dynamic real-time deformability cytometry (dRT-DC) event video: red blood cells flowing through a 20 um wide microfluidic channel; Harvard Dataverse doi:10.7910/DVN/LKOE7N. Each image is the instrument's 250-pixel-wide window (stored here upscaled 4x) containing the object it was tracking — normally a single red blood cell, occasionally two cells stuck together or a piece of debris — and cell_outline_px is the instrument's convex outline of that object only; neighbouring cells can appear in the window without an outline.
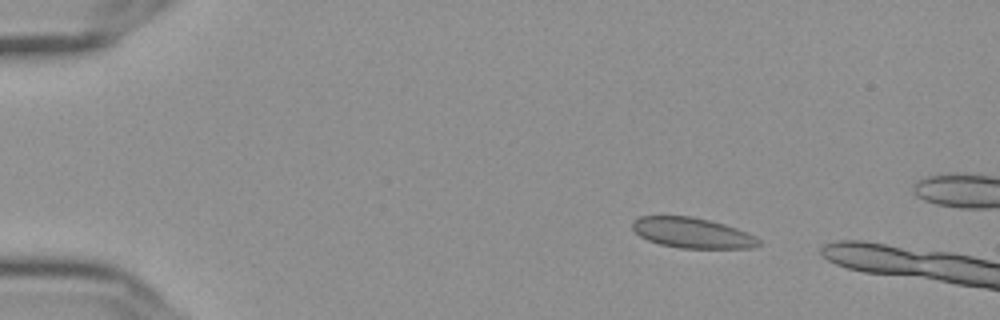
{"species": "Egyptian fruit bat (a non-hibernating species)", "species_latin": "Rousettus aegyptiacus", "temperature_condition": "cold", "stored_images_in_passage": 12, "camera_frame_rate_fps": 3000, "um_per_image_px": 0.085, "frame": {"image": 1, "passage_image": 6, "time_ms": 1.667, "image_size_px": [1000, 320], "cell_outline_px": [[760, 244], [752, 248], [680, 248], [660, 244], [648, 240], [640, 236], [632, 228], [632, 224], [640, 216], [692, 216], [724, 224], [736, 228], [756, 236], [760, 240]], "centroid_in_image_um": [58.86, 19.8], "position_along_channel_um": 26.1, "area_um2": 22.2}}